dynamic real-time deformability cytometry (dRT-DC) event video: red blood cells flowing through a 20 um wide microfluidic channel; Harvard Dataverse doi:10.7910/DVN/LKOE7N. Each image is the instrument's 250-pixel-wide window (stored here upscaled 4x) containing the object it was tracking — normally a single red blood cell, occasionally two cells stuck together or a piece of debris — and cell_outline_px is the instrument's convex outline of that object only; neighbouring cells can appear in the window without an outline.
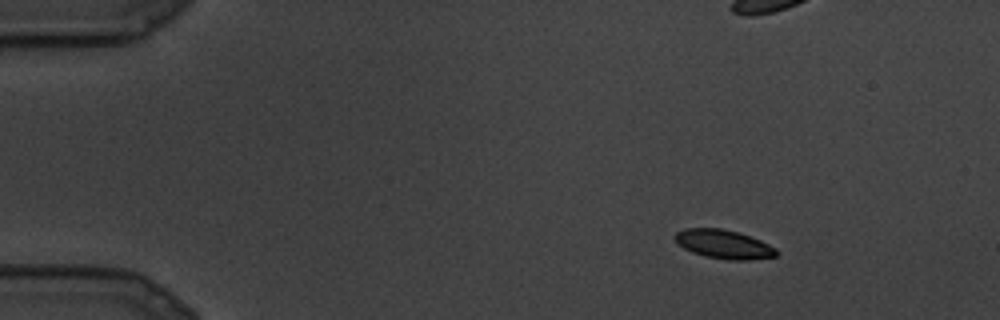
{"species": "common noctule bat (a hibernating species)", "species_latin": "Nyctalus noctula", "temperature_condition": "cold", "stored_images_in_passage": 11, "camera_frame_rate_fps": 3000, "um_per_image_px": 0.085, "animal": {"sex": "male", "body_mass_g": 19.5, "forearm_length_mm": 54.6}, "frame": {"image": 1, "passage_image": 4, "time_ms": 1.0, "image_size_px": [1000, 320], "cell_outline_px": [[780, 252], [776, 256], [748, 260], [728, 260], [704, 256], [692, 252], [676, 244], [672, 236], [676, 232], [684, 228], [720, 228], [736, 232], [760, 240], [776, 248]], "centroid_in_image_um": [61.47, 20.76], "position_along_channel_um": 23.5, "area_um2": 17.17}}
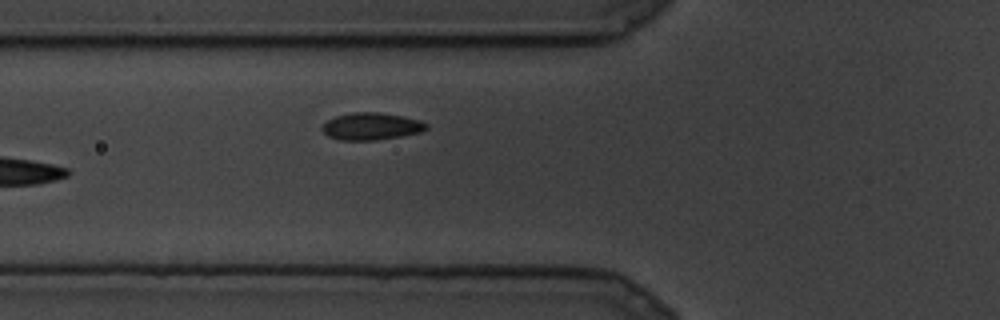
{"frame": {"image": 2, "passage_image": 11, "time_ms": 3.333, "image_size_px": [1000, 320], "cell_outline_px": [[428, 128], [420, 132], [400, 136], [376, 140], [340, 140], [328, 136], [320, 128], [328, 120], [336, 116], [356, 112], [380, 112], [420, 120], [428, 124]], "centroid_in_image_um": [31.56, 10.74], "position_along_channel_um": 94.2, "area_um2": 16.36}}